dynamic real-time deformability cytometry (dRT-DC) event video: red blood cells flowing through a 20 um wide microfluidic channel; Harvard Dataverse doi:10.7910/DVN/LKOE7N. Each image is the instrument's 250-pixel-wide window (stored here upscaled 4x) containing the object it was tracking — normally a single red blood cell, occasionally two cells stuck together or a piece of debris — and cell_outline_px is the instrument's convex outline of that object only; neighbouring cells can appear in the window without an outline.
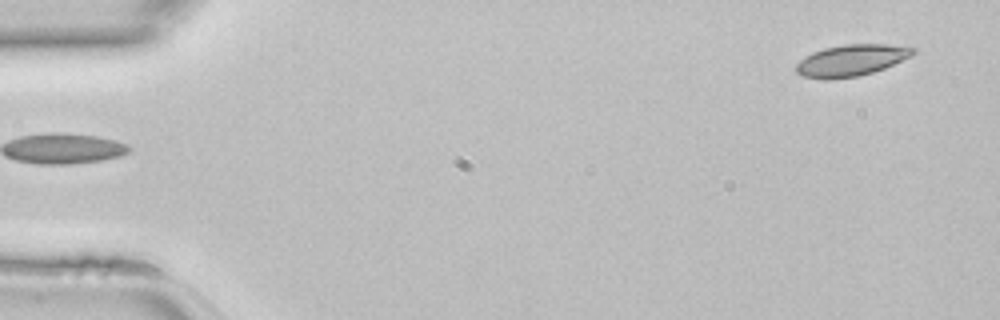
{"species": "common noctule bat (a hibernating species)", "species_latin": "Nyctalus noctula", "temperature_condition": "room temperature", "stored_images_in_passage": 12, "camera_frame_rate_fps": 3000, "um_per_image_px": 0.085, "animal": {"sex": "female", "body_mass_g": 22.7, "forearm_length_mm": 54.2}, "frame": {"image": 1, "passage_image": 1, "time_ms": 0.0, "image_size_px": [1000, 320], "cell_outline_px": [[916, 52], [912, 56], [884, 68], [872, 72], [856, 76], [832, 80], [824, 80], [804, 76], [796, 72], [796, 64], [800, 60], [812, 52], [824, 48], [844, 44], [884, 44], [916, 48]], "centroid_in_image_um": [72.34, 5.13], "position_along_channel_um": 12.7, "area_um2": 21.44}}
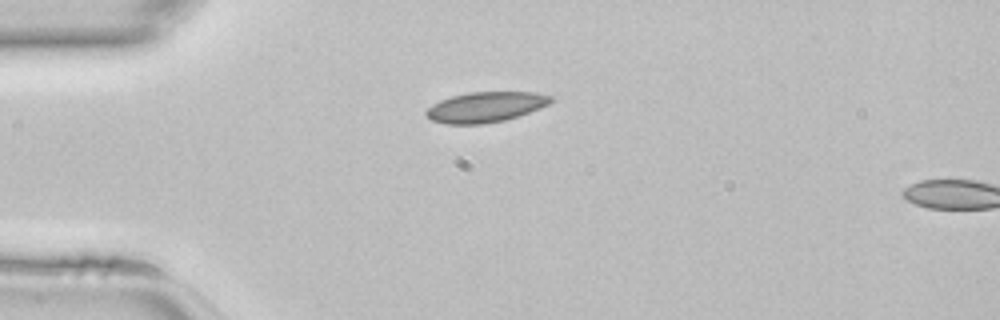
{"frame": {"image": 2, "passage_image": 10, "time_ms": 3.0, "image_size_px": [1000, 320], "cell_outline_px": [[552, 100], [548, 104], [540, 108], [504, 120], [484, 124], [444, 124], [432, 120], [424, 112], [432, 104], [440, 100], [452, 96], [468, 92], [536, 92], [552, 96]], "centroid_in_image_um": [41.25, 9.09], "position_along_channel_um": 43.8, "area_um2": 21.91}}